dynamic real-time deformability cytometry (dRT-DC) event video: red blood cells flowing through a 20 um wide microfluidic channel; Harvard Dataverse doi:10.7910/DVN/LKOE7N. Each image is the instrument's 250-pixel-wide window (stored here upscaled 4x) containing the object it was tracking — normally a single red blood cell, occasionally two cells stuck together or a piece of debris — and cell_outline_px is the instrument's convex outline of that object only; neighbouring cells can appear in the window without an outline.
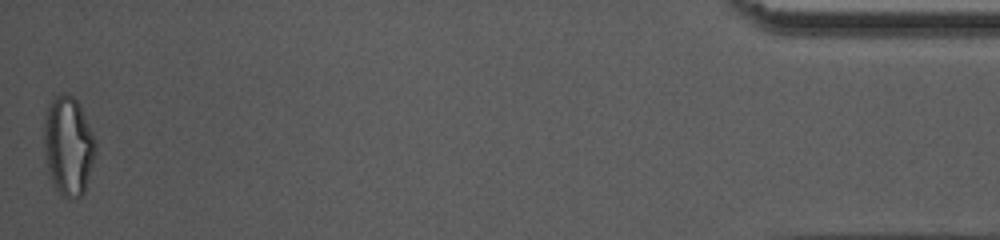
{"species": "common noctule bat (a hibernating species)", "species_latin": "Nyctalus noctula", "temperature_condition": "warm", "stored_images_in_passage": 40, "camera_frame_rate_fps": 3000, "um_per_image_px": 0.085, "animal": {"sex": "female", "body_mass_g": 10.0, "forearm_length_mm": 53.1}, "frame": {"image": 1, "passage_image": 40, "time_ms": 13.0, "image_size_px": [1000, 240], "cell_outline_px": [[96, 152], [84, 192], [80, 196], [68, 200], [52, 184], [48, 172], [44, 148], [44, 124], [48, 104], [56, 96], [64, 92], [68, 92], [80, 104], [92, 132], [96, 144]], "centroid_in_image_um": [5.8, 12.39], "position_along_channel_um": 429.4, "area_um2": 29.77}, "authors_computed_cell_mechanics": {"area_um2": 19.4497, "velocity_mm_per_s": 4.1409, "shape_relaxation_time_tau1_ms": 7.6973, "shape_relaxation_time_tau2_ms": 1.3081, "deformation_change_tau1": 0.2119, "deformation_change_tau2": 0.0956}}